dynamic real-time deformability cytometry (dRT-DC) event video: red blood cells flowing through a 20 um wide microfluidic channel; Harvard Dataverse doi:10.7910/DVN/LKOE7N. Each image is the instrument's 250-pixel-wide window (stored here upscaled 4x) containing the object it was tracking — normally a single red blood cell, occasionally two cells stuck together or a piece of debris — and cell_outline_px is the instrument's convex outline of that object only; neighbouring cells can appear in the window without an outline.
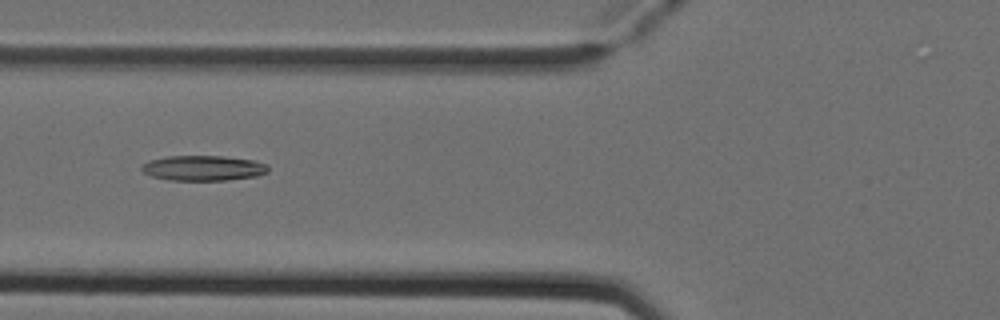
{"species": "Egyptian fruit bat (a non-hibernating species)", "species_latin": "Rousettus aegyptiacus", "temperature_condition": "cold", "stored_images_in_passage": 5, "camera_frame_rate_fps": 3000, "um_per_image_px": 0.085, "animal": {"sex": "female"}, "frame": {"image": 1, "passage_image": 5, "time_ms": 1.333, "image_size_px": [1000, 320], "cell_outline_px": [[268, 172], [256, 176], [224, 180], [168, 180], [152, 176], [144, 172], [140, 168], [148, 160], [168, 156], [224, 156], [252, 160], [268, 164]], "centroid_in_image_um": [17.28, 14.28], "position_along_channel_um": 108.5, "area_um2": 18.5}}